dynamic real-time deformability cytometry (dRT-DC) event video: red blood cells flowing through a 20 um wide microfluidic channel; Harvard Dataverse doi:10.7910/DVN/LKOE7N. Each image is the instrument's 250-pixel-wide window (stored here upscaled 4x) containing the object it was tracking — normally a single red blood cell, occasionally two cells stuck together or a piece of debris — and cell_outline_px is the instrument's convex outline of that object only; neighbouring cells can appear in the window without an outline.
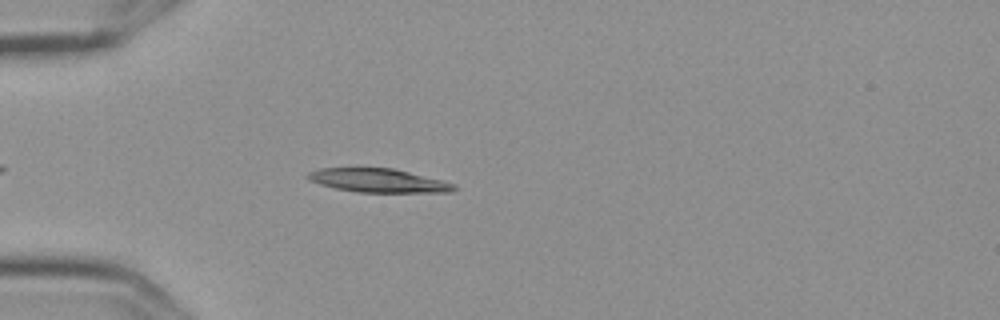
{"species": "Egyptian fruit bat (a non-hibernating species)", "species_latin": "Rousettus aegyptiacus", "temperature_condition": "cold", "stored_images_in_passage": 6, "camera_frame_rate_fps": 3000, "um_per_image_px": 0.085, "frame": {"image": 1, "passage_image": 5, "time_ms": 1.333, "image_size_px": [1000, 320], "cell_outline_px": [[456, 188], [452, 192], [356, 192], [336, 188], [320, 184], [308, 180], [304, 176], [308, 172], [320, 168], [392, 168], [456, 184]], "centroid_in_image_um": [32.1, 15.34], "position_along_channel_um": 52.9, "area_um2": 20.0}}